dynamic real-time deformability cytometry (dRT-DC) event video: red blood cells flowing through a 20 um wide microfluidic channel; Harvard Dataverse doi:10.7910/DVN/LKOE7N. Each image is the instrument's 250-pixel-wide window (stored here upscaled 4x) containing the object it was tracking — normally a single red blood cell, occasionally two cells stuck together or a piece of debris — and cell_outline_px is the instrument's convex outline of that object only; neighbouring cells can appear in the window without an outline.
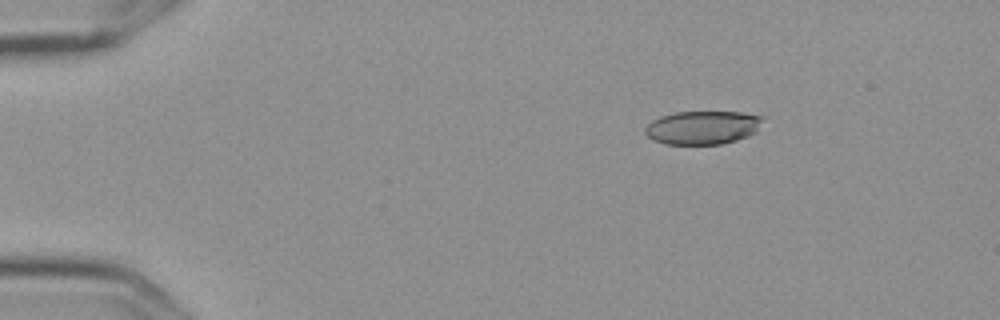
{"species": "Egyptian fruit bat (a non-hibernating species)", "species_latin": "Rousettus aegyptiacus", "temperature_condition": "cold", "stored_images_in_passage": 9, "camera_frame_rate_fps": 3000, "um_per_image_px": 0.085, "frame": {"image": 1, "passage_image": 1, "time_ms": 0.0, "image_size_px": [1000, 320], "cell_outline_px": [[768, 116], [756, 132], [748, 136], [736, 140], [720, 144], [664, 144], [652, 140], [644, 132], [644, 128], [652, 120], [660, 116], [676, 112], [740, 112]], "centroid_in_image_um": [59.76, 10.83], "position_along_channel_um": 25.2, "area_um2": 23.29}}
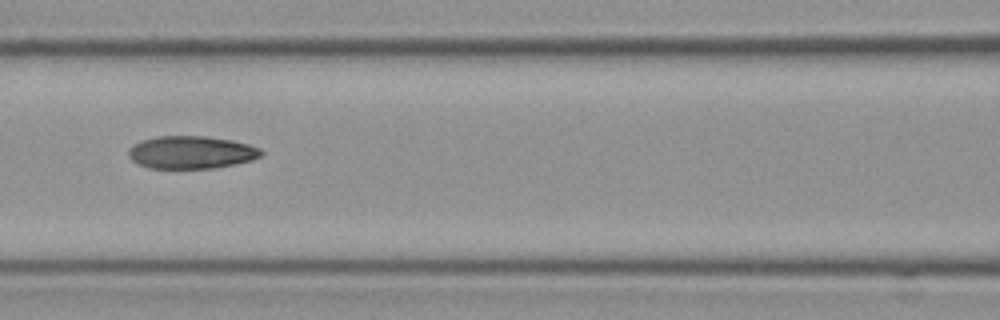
{"frame": {"image": 2, "passage_image": 6, "time_ms": 1.667, "image_size_px": [1000, 320], "cell_outline_px": [[264, 152], [260, 156], [252, 160], [236, 164], [216, 168], [148, 168], [136, 164], [128, 156], [128, 148], [144, 140], [156, 136], [204, 136], [232, 140], [248, 144], [260, 148]], "centroid_in_image_um": [16.26, 12.95], "position_along_channel_um": 150.3, "area_um2": 25.37}}
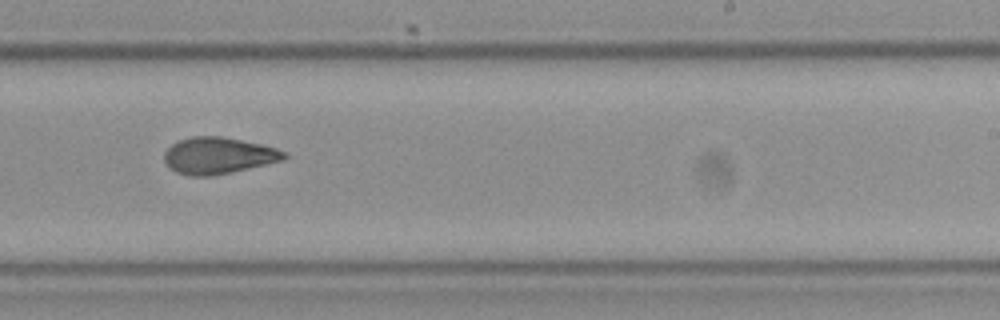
{"frame": {"image": 3, "passage_image": 9, "time_ms": 2.667, "image_size_px": [1000, 320], "cell_outline_px": [[288, 156], [284, 160], [232, 172], [212, 176], [188, 176], [176, 172], [164, 160], [164, 152], [172, 144], [180, 140], [192, 136], [220, 136], [260, 144], [276, 148], [284, 152]], "centroid_in_image_um": [18.55, 13.23], "position_along_channel_um": 270.4, "area_um2": 25.37}}